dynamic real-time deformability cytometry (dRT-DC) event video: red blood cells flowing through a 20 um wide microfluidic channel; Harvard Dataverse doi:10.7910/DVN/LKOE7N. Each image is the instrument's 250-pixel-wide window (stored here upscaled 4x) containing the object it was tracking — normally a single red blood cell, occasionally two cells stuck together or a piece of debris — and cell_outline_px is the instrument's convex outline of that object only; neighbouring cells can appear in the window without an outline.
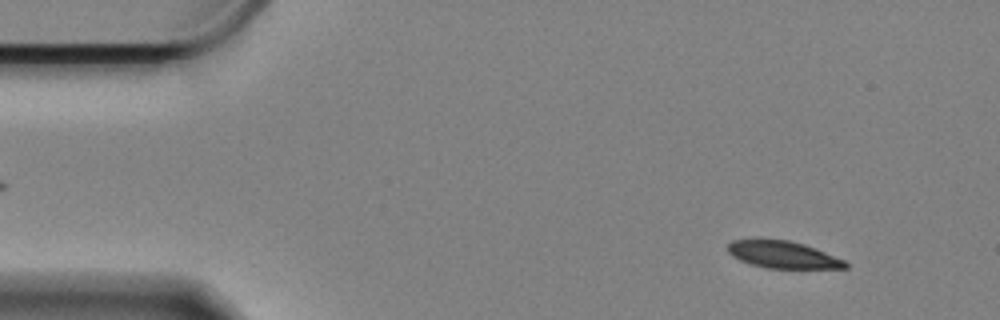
{"species": "Egyptian fruit bat (a non-hibernating species)", "species_latin": "Rousettus aegyptiacus", "temperature_condition": "cold", "stored_images_in_passage": 59, "camera_frame_rate_fps": 3000, "um_per_image_px": 0.085, "animal": {"sex": "female"}, "frame": {"image": 1, "passage_image": 5, "time_ms": 1.333, "image_size_px": [1000, 320], "cell_outline_px": [[848, 268], [768, 268], [752, 264], [740, 260], [732, 256], [728, 252], [728, 244], [732, 240], [788, 240], [804, 244], [844, 260], [848, 264]], "centroid_in_image_um": [66.54, 21.65], "position_along_channel_um": 18.5, "area_um2": 18.15}}
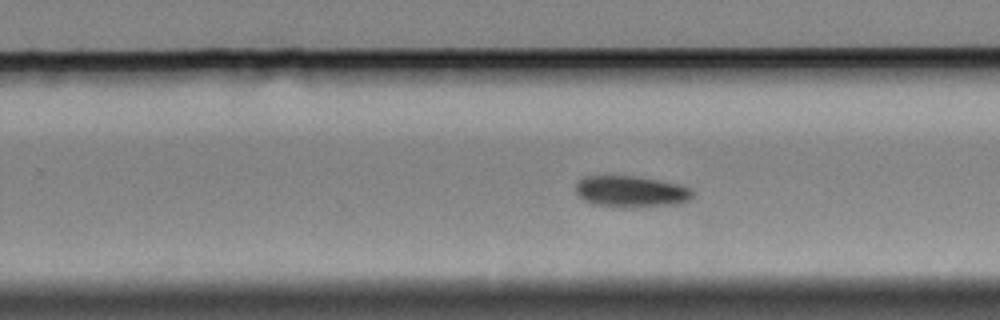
{"frame": {"image": 2, "passage_image": 36, "time_ms": 11.667, "image_size_px": [1000, 320], "cell_outline_px": [[696, 192], [688, 200], [680, 204], [592, 204], [576, 196], [576, 184], [584, 176], [640, 176], [680, 184], [692, 188]], "centroid_in_image_um": [53.66, 16.21], "position_along_channel_um": 276.1, "area_um2": 20.58}}
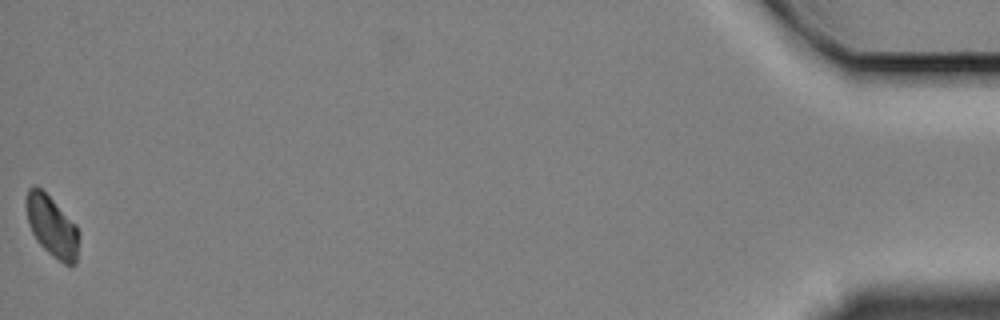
{"frame": {"image": 3, "passage_image": 59, "time_ms": 19.333, "image_size_px": [1000, 320], "cell_outline_px": [[80, 232], [76, 264], [64, 264], [52, 256], [36, 240], [28, 224], [28, 188], [36, 184], [76, 224]], "centroid_in_image_um": [4.46, 19.29], "position_along_channel_um": 430.7, "area_um2": 18.38}, "authors_computed_cell_mechanics": {"area_um2": 20.5768, "velocity_mm_per_s": 3.2921, "shape_relaxation_time_tau1_ms": 3.6288, "shape_relaxation_time_tau2_ms": null, "deformation_change_tau1": 0.074, "deformation_change_tau2": null}}